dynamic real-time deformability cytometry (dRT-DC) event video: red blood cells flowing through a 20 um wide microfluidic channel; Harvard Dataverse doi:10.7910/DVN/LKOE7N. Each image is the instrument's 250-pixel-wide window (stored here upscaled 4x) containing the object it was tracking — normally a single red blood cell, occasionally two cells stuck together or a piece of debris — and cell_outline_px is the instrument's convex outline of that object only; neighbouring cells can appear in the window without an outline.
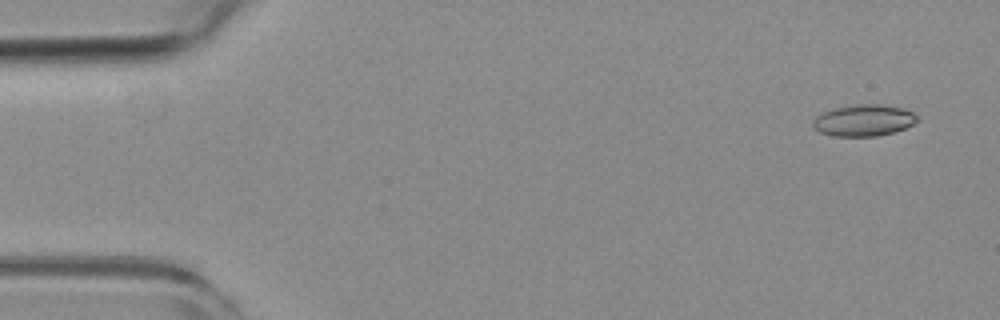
{"species": "common noctule bat (a hibernating species)", "species_latin": "Nyctalus noctula", "temperature_condition": "room temperature", "stored_images_in_passage": 5, "camera_frame_rate_fps": 3000, "um_per_image_px": 0.085, "animal": {"sex": "female", "body_mass_g": 19.3, "forearm_length_mm": 54.1}, "frame": {"image": 1, "passage_image": 1, "time_ms": 0.0, "image_size_px": [1000, 320], "cell_outline_px": [[916, 120], [912, 124], [904, 128], [892, 132], [876, 136], [832, 136], [820, 132], [812, 124], [812, 120], [816, 116], [832, 108], [852, 104], [880, 104], [904, 108], [912, 112], [916, 116]], "centroid_in_image_um": [73.37, 10.22], "position_along_channel_um": 11.6, "area_um2": 19.07}}